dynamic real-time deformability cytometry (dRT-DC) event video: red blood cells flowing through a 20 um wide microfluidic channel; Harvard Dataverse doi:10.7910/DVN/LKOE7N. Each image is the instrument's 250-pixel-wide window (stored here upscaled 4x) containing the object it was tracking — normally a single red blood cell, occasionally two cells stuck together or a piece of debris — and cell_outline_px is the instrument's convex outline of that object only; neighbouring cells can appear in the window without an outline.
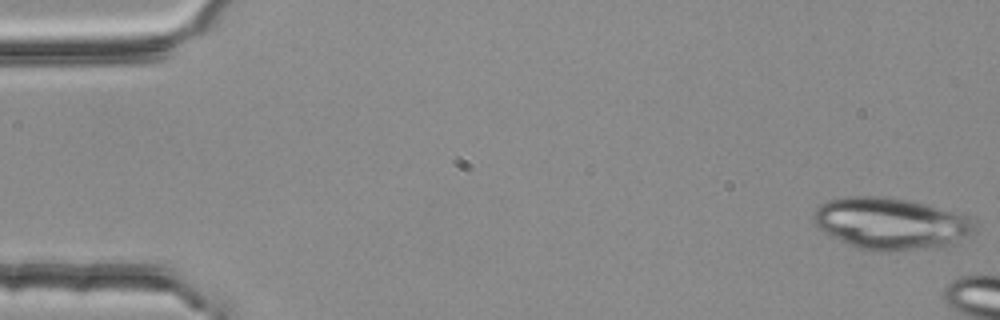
{"species": "common noctule bat (a hibernating species)", "species_latin": "Nyctalus noctula", "temperature_condition": "room temperature", "stored_images_in_passage": 4, "camera_frame_rate_fps": 3000, "um_per_image_px": 0.085, "animal": {"sex": "female", "body_mass_g": 25.1}, "frame": {"image": 1, "passage_image": 1, "time_ms": 0.0, "image_size_px": [1000, 320], "cell_outline_px": [[976, 224], [972, 232], [956, 244], [948, 248], [892, 252], [872, 252], [848, 244], [824, 232], [812, 220], [812, 216], [816, 208], [820, 204], [828, 200], [844, 196], [888, 196], [912, 200], [960, 212], [968, 216]], "centroid_in_image_um": [75.78, 19.01], "position_along_channel_um": 9.2, "area_um2": 49.94}}